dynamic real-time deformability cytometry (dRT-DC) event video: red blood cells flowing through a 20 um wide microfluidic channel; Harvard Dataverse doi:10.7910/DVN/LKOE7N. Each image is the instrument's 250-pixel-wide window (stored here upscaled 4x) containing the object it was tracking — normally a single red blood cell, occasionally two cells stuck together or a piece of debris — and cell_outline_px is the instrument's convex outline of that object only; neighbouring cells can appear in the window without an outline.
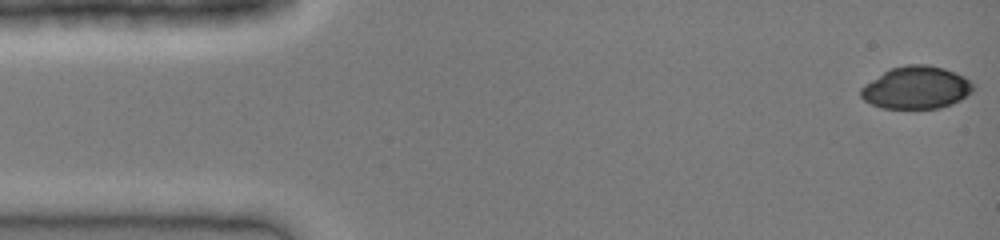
{"species": "common noctule bat (a hibernating species)", "species_latin": "Nyctalus noctula", "temperature_condition": "cold", "stored_images_in_passage": 41, "camera_frame_rate_fps": 3000, "um_per_image_px": 0.085, "animal": {"sex": "female", "body_mass_g": 19.0, "forearm_length_mm": 51.5}, "frame": {"image": 1, "passage_image": 1, "time_ms": 0.0, "image_size_px": [1000, 240], "cell_outline_px": [[976, 88], [972, 92], [960, 100], [952, 104], [940, 108], [884, 108], [872, 104], [864, 100], [860, 96], [860, 88], [864, 84], [884, 72], [892, 68], [904, 64], [928, 64], [944, 68], [964, 76], [976, 84]], "centroid_in_image_um": [77.92, 7.44], "position_along_channel_um": 7.1, "area_um2": 28.03}}
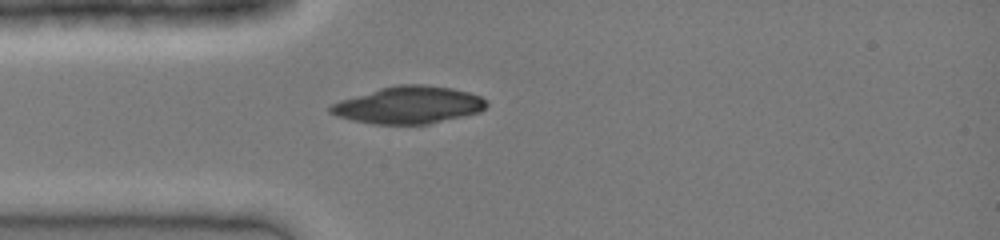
{"frame": {"image": 2, "passage_image": 11, "time_ms": 3.333, "image_size_px": [1000, 240], "cell_outline_px": [[488, 104], [480, 112], [428, 124], [372, 124], [352, 120], [336, 116], [328, 112], [328, 108], [332, 104], [340, 100], [380, 88], [396, 84], [420, 84], [452, 88], [468, 92], [480, 96], [488, 100]], "centroid_in_image_um": [34.73, 8.93], "position_along_channel_um": 50.3, "area_um2": 33.87}}
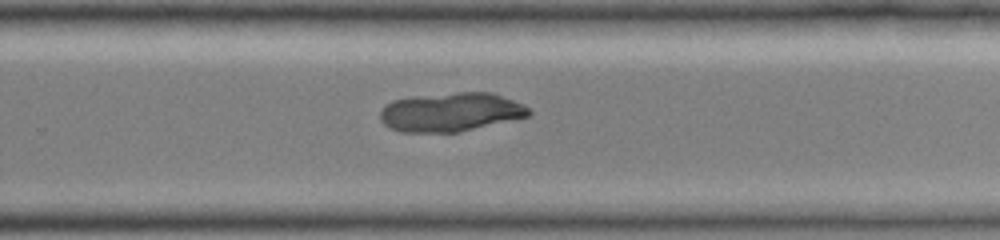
{"frame": {"image": 3, "passage_image": 27, "time_ms": 8.667, "image_size_px": [1000, 240], "cell_outline_px": [[532, 112], [528, 116], [460, 132], [400, 132], [388, 128], [380, 120], [380, 112], [384, 104], [392, 100], [416, 96], [460, 92], [492, 92], [524, 104]], "centroid_in_image_um": [38.29, 9.53], "position_along_channel_um": 291.5, "area_um2": 33.81}}